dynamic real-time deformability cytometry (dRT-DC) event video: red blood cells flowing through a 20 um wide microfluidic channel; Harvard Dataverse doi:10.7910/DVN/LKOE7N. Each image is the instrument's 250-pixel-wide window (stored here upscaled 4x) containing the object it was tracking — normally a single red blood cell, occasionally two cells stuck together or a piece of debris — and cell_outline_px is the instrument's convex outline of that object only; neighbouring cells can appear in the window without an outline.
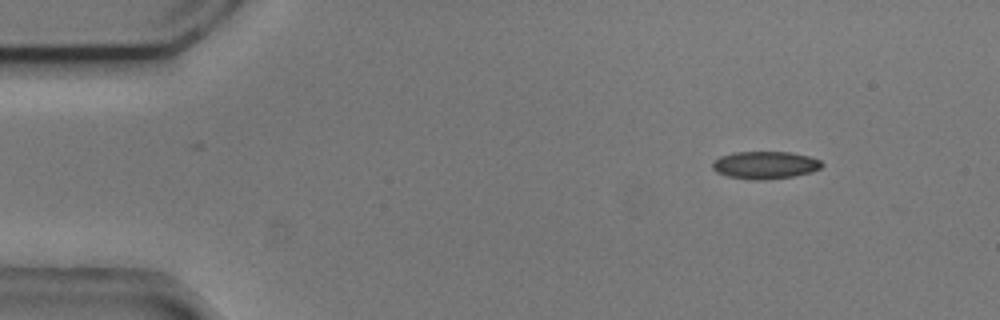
{"species": "common noctule bat (a hibernating species)", "species_latin": "Nyctalus noctula", "temperature_condition": "cold", "stored_images_in_passage": 3, "camera_frame_rate_fps": 3000, "um_per_image_px": 0.085, "animal": {"sex": "male", "body_mass_g": 20.5, "forearm_length_mm": 52.5}, "frame": {"image": 1, "passage_image": 1, "time_ms": 0.0, "image_size_px": [1000, 320], "cell_outline_px": [[824, 164], [820, 168], [812, 172], [792, 176], [764, 180], [752, 180], [728, 176], [716, 172], [712, 168], [712, 164], [720, 156], [736, 152], [792, 152], [808, 156], [820, 160]], "centroid_in_image_um": [65.04, 14.03], "position_along_channel_um": 20.0, "area_um2": 17.51}}